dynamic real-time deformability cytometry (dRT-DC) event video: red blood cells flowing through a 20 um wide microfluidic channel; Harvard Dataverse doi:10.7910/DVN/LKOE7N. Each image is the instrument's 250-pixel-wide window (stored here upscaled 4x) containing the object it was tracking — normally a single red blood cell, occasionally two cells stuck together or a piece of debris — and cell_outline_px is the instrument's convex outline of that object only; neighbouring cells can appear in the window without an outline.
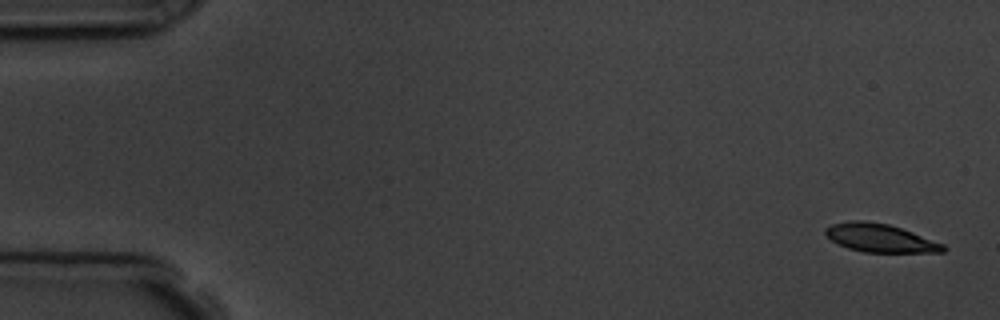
{"species": "common noctule bat (a hibernating species)", "species_latin": "Nyctalus noctula", "temperature_condition": "room temperature", "stored_images_in_passage": 6, "segment_of_instrument_passage": [1, 2], "camera_frame_rate_fps": 3000, "um_per_image_px": 0.085, "animal": {"sex": "male", "body_mass_g": 19.5, "forearm_length_mm": 54.6}, "frame": {"image": 1, "passage_image": 1, "time_ms": 0.0, "image_size_px": [1000, 320], "cell_outline_px": [[948, 248], [944, 252], [864, 252], [848, 248], [836, 244], [824, 232], [824, 228], [832, 224], [848, 220], [864, 220], [888, 224], [912, 232], [944, 244]], "centroid_in_image_um": [74.79, 20.23], "position_along_channel_um": 10.2, "area_um2": 19.42}}